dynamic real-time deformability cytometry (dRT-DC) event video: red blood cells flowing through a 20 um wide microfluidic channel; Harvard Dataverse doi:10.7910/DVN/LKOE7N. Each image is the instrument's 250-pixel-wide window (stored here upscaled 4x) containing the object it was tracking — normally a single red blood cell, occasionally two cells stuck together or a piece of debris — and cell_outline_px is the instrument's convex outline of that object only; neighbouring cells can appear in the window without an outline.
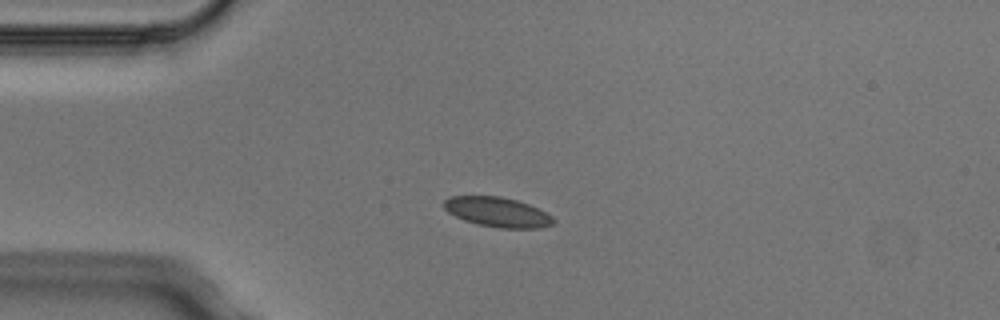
{"species": "Egyptian fruit bat (a non-hibernating species)", "species_latin": "Rousettus aegyptiacus", "temperature_condition": "cold", "stored_images_in_passage": 6, "camera_frame_rate_fps": 3000, "um_per_image_px": 0.085, "animal": {"sex": "male"}, "frame": {"image": 1, "passage_image": 3, "time_ms": 0.667, "image_size_px": [1000, 320], "cell_outline_px": [[556, 220], [552, 224], [540, 228], [500, 228], [476, 224], [464, 220], [448, 212], [444, 208], [444, 200], [448, 196], [500, 196], [516, 200], [528, 204], [552, 216]], "centroid_in_image_um": [42.26, 18.03], "position_along_channel_um": 42.7, "area_um2": 18.9}}
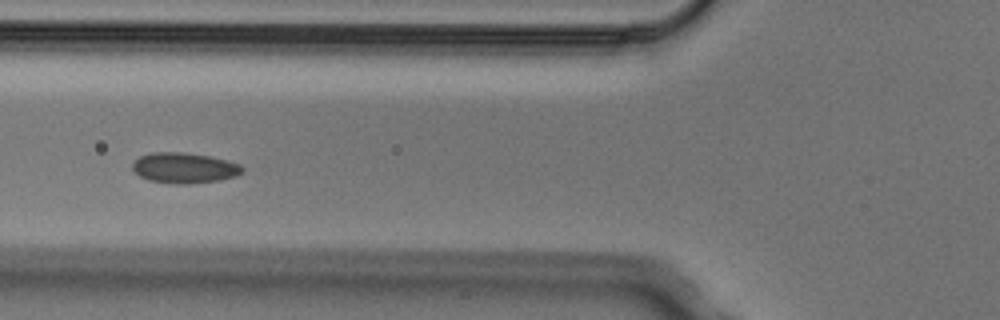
{"frame": {"image": 2, "passage_image": 5, "time_ms": 1.333, "image_size_px": [1000, 320], "cell_outline_px": [[244, 172], [236, 176], [220, 180], [192, 184], [176, 184], [148, 180], [140, 176], [132, 168], [132, 164], [140, 156], [152, 152], [180, 152], [208, 156], [228, 160], [240, 164], [244, 168]], "centroid_in_image_um": [15.7, 14.28], "position_along_channel_um": 110.1, "area_um2": 19.59}}
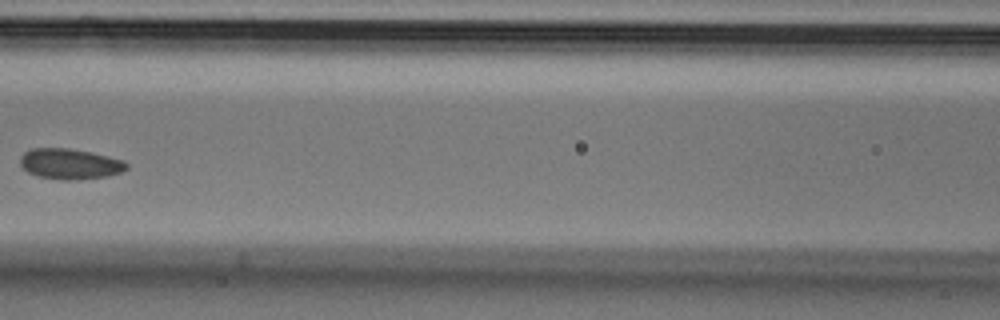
{"frame": {"image": 3, "passage_image": 6, "time_ms": 1.667, "image_size_px": [1000, 320], "cell_outline_px": [[128, 168], [120, 172], [108, 176], [76, 180], [60, 180], [36, 176], [28, 172], [20, 164], [20, 156], [24, 152], [32, 148], [68, 148], [92, 152], [124, 160], [128, 164]], "centroid_in_image_um": [5.94, 13.93], "position_along_channel_um": 160.7, "area_um2": 19.13}}